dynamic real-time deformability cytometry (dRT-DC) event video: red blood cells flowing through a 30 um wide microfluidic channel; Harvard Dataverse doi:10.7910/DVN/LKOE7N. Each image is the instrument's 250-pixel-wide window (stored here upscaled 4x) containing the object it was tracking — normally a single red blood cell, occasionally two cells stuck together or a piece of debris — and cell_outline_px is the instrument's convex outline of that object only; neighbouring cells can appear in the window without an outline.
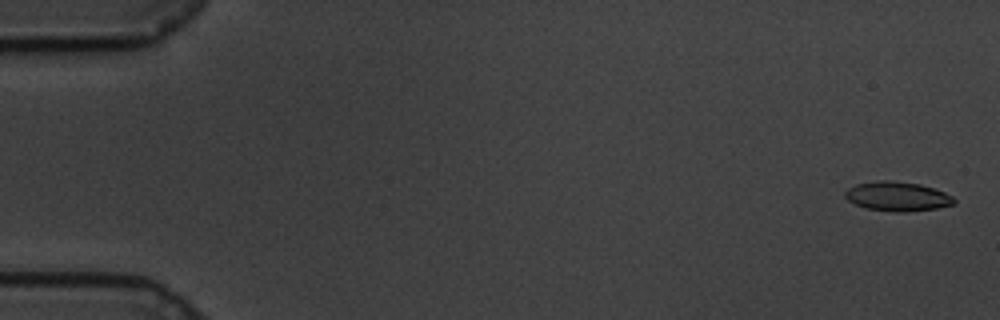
{"species": "common noctule bat (a hibernating species)", "species_latin": "Nyctalus noctula", "temperature_condition": "cold", "stored_images_in_passage": 60, "camera_frame_rate_fps": 3000, "um_per_image_px": 0.085, "animal": {"sex": "male", "body_mass_g": 19.5, "forearm_length_mm": 54.6}, "frame": {"image": 1, "passage_image": 2, "time_ms": 0.333, "image_size_px": [1000, 320], "cell_outline_px": [[956, 204], [936, 208], [904, 212], [896, 212], [868, 208], [856, 204], [848, 200], [844, 196], [844, 192], [848, 188], [856, 184], [876, 180], [892, 180], [920, 184], [944, 192], [952, 196], [956, 200]], "centroid_in_image_um": [76.28, 16.68], "position_along_channel_um": 8.7, "area_um2": 18.61}}
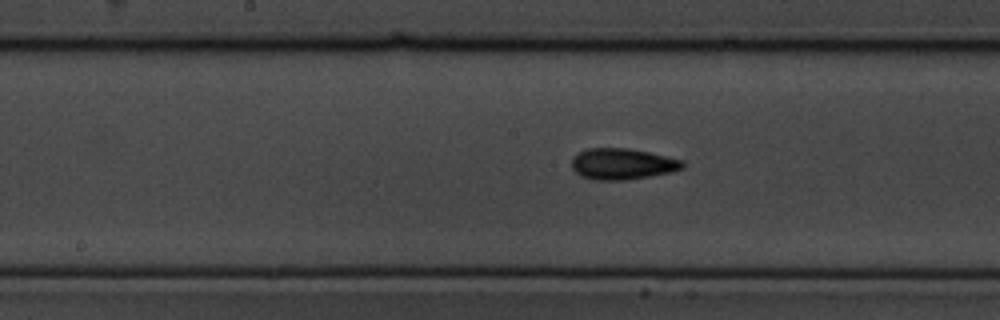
{"frame": {"image": 2, "passage_image": 31, "time_ms": 10.0, "image_size_px": [1000, 320], "cell_outline_px": [[684, 168], [672, 172], [624, 180], [592, 180], [580, 176], [572, 168], [572, 156], [588, 148], [628, 148], [648, 152], [684, 160]], "centroid_in_image_um": [52.89, 13.93], "position_along_channel_um": 195.3, "area_um2": 20.17}}
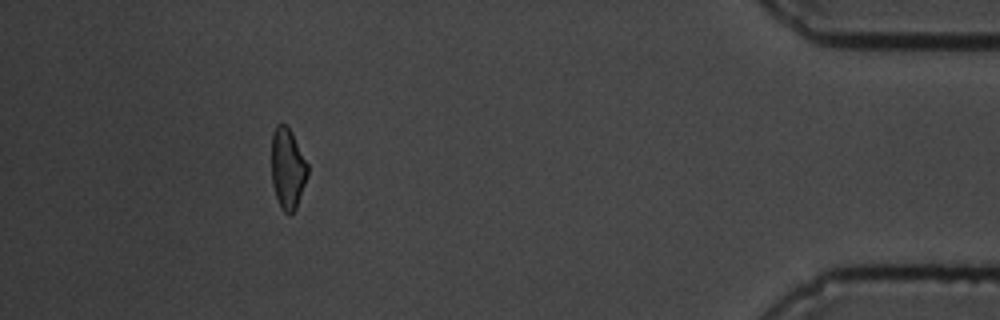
{"frame": {"image": 3, "passage_image": 55, "time_ms": 18.0, "image_size_px": [1000, 320], "cell_outline_px": [[308, 176], [296, 208], [288, 216], [280, 208], [272, 184], [272, 132], [276, 124], [284, 124], [292, 132], [308, 164]], "centroid_in_image_um": [24.45, 14.34], "position_along_channel_um": 410.8, "area_um2": 17.11}, "authors_computed_cell_mechanics": {"area_um2": 18.496, "velocity_mm_per_s": 3.3712, "shape_relaxation_time_tau1_ms": 5.1013, "shape_relaxation_time_tau2_ms": 3.3769, "deformation_change_tau1": 0.115, "deformation_change_tau2": 0.0937}}